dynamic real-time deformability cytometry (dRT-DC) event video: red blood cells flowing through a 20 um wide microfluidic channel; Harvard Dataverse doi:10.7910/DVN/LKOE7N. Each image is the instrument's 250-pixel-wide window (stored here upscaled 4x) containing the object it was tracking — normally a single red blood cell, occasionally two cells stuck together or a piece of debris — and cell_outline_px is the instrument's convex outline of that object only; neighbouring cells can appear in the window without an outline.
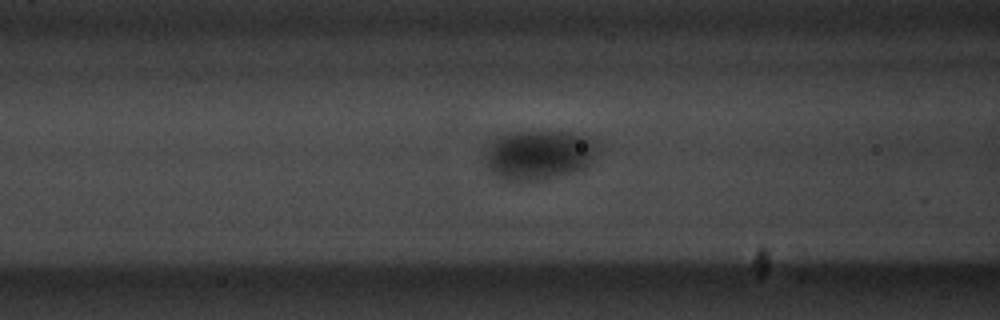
{"species": "common noctule bat (a hibernating species)", "species_latin": "Nyctalus noctula", "temperature_condition": "warm", "stored_images_in_passage": 18, "camera_frame_rate_fps": 3000, "um_per_image_px": 0.085, "animal": {"sex": "male", "body_mass_g": 20.1, "forearm_length_mm": 53.5}, "frame": {"image": 1, "passage_image": 6, "time_ms": 1.667, "image_size_px": [1000, 320], "cell_outline_px": [[588, 156], [584, 164], [580, 168], [564, 172], [544, 176], [504, 176], [496, 172], [492, 168], [488, 160], [488, 156], [492, 144], [496, 140], [508, 136], [580, 136], [588, 140]], "centroid_in_image_um": [45.7, 13.18], "position_along_channel_um": 120.9, "area_um2": 25.66}}